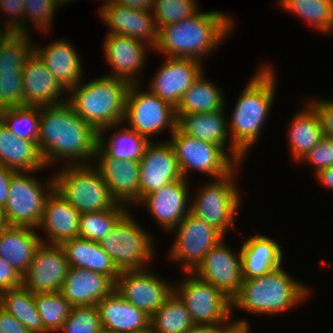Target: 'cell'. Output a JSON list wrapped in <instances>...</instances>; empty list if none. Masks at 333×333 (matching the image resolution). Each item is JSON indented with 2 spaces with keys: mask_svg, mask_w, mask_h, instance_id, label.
Masks as SVG:
<instances>
[{
  "mask_svg": "<svg viewBox=\"0 0 333 333\" xmlns=\"http://www.w3.org/2000/svg\"><path fill=\"white\" fill-rule=\"evenodd\" d=\"M22 285V275L5 259L0 257V292L18 288Z\"/></svg>",
  "mask_w": 333,
  "mask_h": 333,
  "instance_id": "cell-50",
  "label": "cell"
},
{
  "mask_svg": "<svg viewBox=\"0 0 333 333\" xmlns=\"http://www.w3.org/2000/svg\"><path fill=\"white\" fill-rule=\"evenodd\" d=\"M279 7L323 34L333 32V0H279Z\"/></svg>",
  "mask_w": 333,
  "mask_h": 333,
  "instance_id": "cell-37",
  "label": "cell"
},
{
  "mask_svg": "<svg viewBox=\"0 0 333 333\" xmlns=\"http://www.w3.org/2000/svg\"><path fill=\"white\" fill-rule=\"evenodd\" d=\"M0 120L13 135L38 145L40 107L4 108L0 110Z\"/></svg>",
  "mask_w": 333,
  "mask_h": 333,
  "instance_id": "cell-40",
  "label": "cell"
},
{
  "mask_svg": "<svg viewBox=\"0 0 333 333\" xmlns=\"http://www.w3.org/2000/svg\"><path fill=\"white\" fill-rule=\"evenodd\" d=\"M101 1H104V2L106 3V2H110V1H112V0H101Z\"/></svg>",
  "mask_w": 333,
  "mask_h": 333,
  "instance_id": "cell-62",
  "label": "cell"
},
{
  "mask_svg": "<svg viewBox=\"0 0 333 333\" xmlns=\"http://www.w3.org/2000/svg\"><path fill=\"white\" fill-rule=\"evenodd\" d=\"M96 146L97 132L67 101L40 107L38 148L46 167L59 159L65 166L91 164Z\"/></svg>",
  "mask_w": 333,
  "mask_h": 333,
  "instance_id": "cell-1",
  "label": "cell"
},
{
  "mask_svg": "<svg viewBox=\"0 0 333 333\" xmlns=\"http://www.w3.org/2000/svg\"><path fill=\"white\" fill-rule=\"evenodd\" d=\"M113 2L133 9L152 10L154 0H112Z\"/></svg>",
  "mask_w": 333,
  "mask_h": 333,
  "instance_id": "cell-54",
  "label": "cell"
},
{
  "mask_svg": "<svg viewBox=\"0 0 333 333\" xmlns=\"http://www.w3.org/2000/svg\"><path fill=\"white\" fill-rule=\"evenodd\" d=\"M315 177L326 189L333 190V166L320 170Z\"/></svg>",
  "mask_w": 333,
  "mask_h": 333,
  "instance_id": "cell-55",
  "label": "cell"
},
{
  "mask_svg": "<svg viewBox=\"0 0 333 333\" xmlns=\"http://www.w3.org/2000/svg\"><path fill=\"white\" fill-rule=\"evenodd\" d=\"M298 162L310 164L315 168V174L320 170L333 166V139L323 136Z\"/></svg>",
  "mask_w": 333,
  "mask_h": 333,
  "instance_id": "cell-47",
  "label": "cell"
},
{
  "mask_svg": "<svg viewBox=\"0 0 333 333\" xmlns=\"http://www.w3.org/2000/svg\"><path fill=\"white\" fill-rule=\"evenodd\" d=\"M240 251L243 279L262 276L283 264L284 257L281 246L276 240L265 235H250Z\"/></svg>",
  "mask_w": 333,
  "mask_h": 333,
  "instance_id": "cell-29",
  "label": "cell"
},
{
  "mask_svg": "<svg viewBox=\"0 0 333 333\" xmlns=\"http://www.w3.org/2000/svg\"><path fill=\"white\" fill-rule=\"evenodd\" d=\"M140 162L139 202L149 193L183 178L169 141L146 146Z\"/></svg>",
  "mask_w": 333,
  "mask_h": 333,
  "instance_id": "cell-17",
  "label": "cell"
},
{
  "mask_svg": "<svg viewBox=\"0 0 333 333\" xmlns=\"http://www.w3.org/2000/svg\"><path fill=\"white\" fill-rule=\"evenodd\" d=\"M0 99L1 110L25 106L22 71L0 72Z\"/></svg>",
  "mask_w": 333,
  "mask_h": 333,
  "instance_id": "cell-46",
  "label": "cell"
},
{
  "mask_svg": "<svg viewBox=\"0 0 333 333\" xmlns=\"http://www.w3.org/2000/svg\"><path fill=\"white\" fill-rule=\"evenodd\" d=\"M0 333H31L21 322L0 307Z\"/></svg>",
  "mask_w": 333,
  "mask_h": 333,
  "instance_id": "cell-51",
  "label": "cell"
},
{
  "mask_svg": "<svg viewBox=\"0 0 333 333\" xmlns=\"http://www.w3.org/2000/svg\"><path fill=\"white\" fill-rule=\"evenodd\" d=\"M172 231L176 235L169 257L173 262H180L185 272H192L205 255L226 238L191 212Z\"/></svg>",
  "mask_w": 333,
  "mask_h": 333,
  "instance_id": "cell-13",
  "label": "cell"
},
{
  "mask_svg": "<svg viewBox=\"0 0 333 333\" xmlns=\"http://www.w3.org/2000/svg\"><path fill=\"white\" fill-rule=\"evenodd\" d=\"M225 239L214 246L192 271L232 300L243 282L241 251L236 253L226 245Z\"/></svg>",
  "mask_w": 333,
  "mask_h": 333,
  "instance_id": "cell-15",
  "label": "cell"
},
{
  "mask_svg": "<svg viewBox=\"0 0 333 333\" xmlns=\"http://www.w3.org/2000/svg\"><path fill=\"white\" fill-rule=\"evenodd\" d=\"M275 77L270 64L259 66L240 93L231 113L228 122L231 142L244 157L257 143L274 104L277 86Z\"/></svg>",
  "mask_w": 333,
  "mask_h": 333,
  "instance_id": "cell-3",
  "label": "cell"
},
{
  "mask_svg": "<svg viewBox=\"0 0 333 333\" xmlns=\"http://www.w3.org/2000/svg\"><path fill=\"white\" fill-rule=\"evenodd\" d=\"M194 324L186 305L174 292L150 319L154 333H185Z\"/></svg>",
  "mask_w": 333,
  "mask_h": 333,
  "instance_id": "cell-38",
  "label": "cell"
},
{
  "mask_svg": "<svg viewBox=\"0 0 333 333\" xmlns=\"http://www.w3.org/2000/svg\"><path fill=\"white\" fill-rule=\"evenodd\" d=\"M22 75L25 106L44 107L67 101L61 96L67 91L34 51L25 61Z\"/></svg>",
  "mask_w": 333,
  "mask_h": 333,
  "instance_id": "cell-24",
  "label": "cell"
},
{
  "mask_svg": "<svg viewBox=\"0 0 333 333\" xmlns=\"http://www.w3.org/2000/svg\"><path fill=\"white\" fill-rule=\"evenodd\" d=\"M159 277L147 268L121 271L115 289L124 300L151 317L174 292V284Z\"/></svg>",
  "mask_w": 333,
  "mask_h": 333,
  "instance_id": "cell-14",
  "label": "cell"
},
{
  "mask_svg": "<svg viewBox=\"0 0 333 333\" xmlns=\"http://www.w3.org/2000/svg\"><path fill=\"white\" fill-rule=\"evenodd\" d=\"M203 71L201 62L196 59L166 57L147 87L176 108L182 96Z\"/></svg>",
  "mask_w": 333,
  "mask_h": 333,
  "instance_id": "cell-19",
  "label": "cell"
},
{
  "mask_svg": "<svg viewBox=\"0 0 333 333\" xmlns=\"http://www.w3.org/2000/svg\"><path fill=\"white\" fill-rule=\"evenodd\" d=\"M34 230L35 228L13 225L0 230V257L22 276L28 270L43 238Z\"/></svg>",
  "mask_w": 333,
  "mask_h": 333,
  "instance_id": "cell-30",
  "label": "cell"
},
{
  "mask_svg": "<svg viewBox=\"0 0 333 333\" xmlns=\"http://www.w3.org/2000/svg\"><path fill=\"white\" fill-rule=\"evenodd\" d=\"M54 178L55 189L79 213L105 211L118 203L93 165H66Z\"/></svg>",
  "mask_w": 333,
  "mask_h": 333,
  "instance_id": "cell-6",
  "label": "cell"
},
{
  "mask_svg": "<svg viewBox=\"0 0 333 333\" xmlns=\"http://www.w3.org/2000/svg\"><path fill=\"white\" fill-rule=\"evenodd\" d=\"M84 83L67 92V102L82 120L96 132L124 121L126 81L105 75Z\"/></svg>",
  "mask_w": 333,
  "mask_h": 333,
  "instance_id": "cell-5",
  "label": "cell"
},
{
  "mask_svg": "<svg viewBox=\"0 0 333 333\" xmlns=\"http://www.w3.org/2000/svg\"><path fill=\"white\" fill-rule=\"evenodd\" d=\"M188 192L189 183L181 178L149 193L138 204L146 206L152 218L159 223V227L172 232L190 212L191 197L189 198Z\"/></svg>",
  "mask_w": 333,
  "mask_h": 333,
  "instance_id": "cell-22",
  "label": "cell"
},
{
  "mask_svg": "<svg viewBox=\"0 0 333 333\" xmlns=\"http://www.w3.org/2000/svg\"><path fill=\"white\" fill-rule=\"evenodd\" d=\"M102 329L96 305L73 306L71 313L57 333H99Z\"/></svg>",
  "mask_w": 333,
  "mask_h": 333,
  "instance_id": "cell-44",
  "label": "cell"
},
{
  "mask_svg": "<svg viewBox=\"0 0 333 333\" xmlns=\"http://www.w3.org/2000/svg\"><path fill=\"white\" fill-rule=\"evenodd\" d=\"M139 333H154L153 330L151 328L143 331V332H139Z\"/></svg>",
  "mask_w": 333,
  "mask_h": 333,
  "instance_id": "cell-61",
  "label": "cell"
},
{
  "mask_svg": "<svg viewBox=\"0 0 333 333\" xmlns=\"http://www.w3.org/2000/svg\"><path fill=\"white\" fill-rule=\"evenodd\" d=\"M34 45L33 51L67 92L82 81V59L67 39L53 40L46 47Z\"/></svg>",
  "mask_w": 333,
  "mask_h": 333,
  "instance_id": "cell-26",
  "label": "cell"
},
{
  "mask_svg": "<svg viewBox=\"0 0 333 333\" xmlns=\"http://www.w3.org/2000/svg\"><path fill=\"white\" fill-rule=\"evenodd\" d=\"M113 128H116V130ZM109 130L114 131H112L113 134L109 140L106 141L104 135ZM150 142L143 135L138 134L126 124L124 125L123 122L105 127L97 132V146L108 157L118 160L140 161L146 146Z\"/></svg>",
  "mask_w": 333,
  "mask_h": 333,
  "instance_id": "cell-34",
  "label": "cell"
},
{
  "mask_svg": "<svg viewBox=\"0 0 333 333\" xmlns=\"http://www.w3.org/2000/svg\"><path fill=\"white\" fill-rule=\"evenodd\" d=\"M34 301L44 329L48 333H57L62 328L73 307L60 291L34 293Z\"/></svg>",
  "mask_w": 333,
  "mask_h": 333,
  "instance_id": "cell-41",
  "label": "cell"
},
{
  "mask_svg": "<svg viewBox=\"0 0 333 333\" xmlns=\"http://www.w3.org/2000/svg\"><path fill=\"white\" fill-rule=\"evenodd\" d=\"M141 86L131 84L128 87L123 123L149 141L166 129L172 134L176 129L175 107L149 89L140 90Z\"/></svg>",
  "mask_w": 333,
  "mask_h": 333,
  "instance_id": "cell-11",
  "label": "cell"
},
{
  "mask_svg": "<svg viewBox=\"0 0 333 333\" xmlns=\"http://www.w3.org/2000/svg\"><path fill=\"white\" fill-rule=\"evenodd\" d=\"M153 239L127 211L99 243L120 271L142 270L155 254Z\"/></svg>",
  "mask_w": 333,
  "mask_h": 333,
  "instance_id": "cell-7",
  "label": "cell"
},
{
  "mask_svg": "<svg viewBox=\"0 0 333 333\" xmlns=\"http://www.w3.org/2000/svg\"><path fill=\"white\" fill-rule=\"evenodd\" d=\"M115 288V283L106 275L69 267L60 290L72 306L97 305Z\"/></svg>",
  "mask_w": 333,
  "mask_h": 333,
  "instance_id": "cell-28",
  "label": "cell"
},
{
  "mask_svg": "<svg viewBox=\"0 0 333 333\" xmlns=\"http://www.w3.org/2000/svg\"><path fill=\"white\" fill-rule=\"evenodd\" d=\"M24 0H0V11L9 19H3L2 28L9 32L24 33Z\"/></svg>",
  "mask_w": 333,
  "mask_h": 333,
  "instance_id": "cell-48",
  "label": "cell"
},
{
  "mask_svg": "<svg viewBox=\"0 0 333 333\" xmlns=\"http://www.w3.org/2000/svg\"><path fill=\"white\" fill-rule=\"evenodd\" d=\"M0 165L15 172H38L46 169L38 145L13 135L1 120Z\"/></svg>",
  "mask_w": 333,
  "mask_h": 333,
  "instance_id": "cell-31",
  "label": "cell"
},
{
  "mask_svg": "<svg viewBox=\"0 0 333 333\" xmlns=\"http://www.w3.org/2000/svg\"><path fill=\"white\" fill-rule=\"evenodd\" d=\"M0 28V42L5 38V36L9 33V31L3 27V30Z\"/></svg>",
  "mask_w": 333,
  "mask_h": 333,
  "instance_id": "cell-59",
  "label": "cell"
},
{
  "mask_svg": "<svg viewBox=\"0 0 333 333\" xmlns=\"http://www.w3.org/2000/svg\"><path fill=\"white\" fill-rule=\"evenodd\" d=\"M69 269L61 245L42 243L37 247L22 285L33 293L58 292Z\"/></svg>",
  "mask_w": 333,
  "mask_h": 333,
  "instance_id": "cell-16",
  "label": "cell"
},
{
  "mask_svg": "<svg viewBox=\"0 0 333 333\" xmlns=\"http://www.w3.org/2000/svg\"><path fill=\"white\" fill-rule=\"evenodd\" d=\"M295 113L288 127L289 148L293 161L298 162L323 137L320 117L315 109L308 103Z\"/></svg>",
  "mask_w": 333,
  "mask_h": 333,
  "instance_id": "cell-33",
  "label": "cell"
},
{
  "mask_svg": "<svg viewBox=\"0 0 333 333\" xmlns=\"http://www.w3.org/2000/svg\"><path fill=\"white\" fill-rule=\"evenodd\" d=\"M196 0H154L152 14L158 30L170 23H177L197 14Z\"/></svg>",
  "mask_w": 333,
  "mask_h": 333,
  "instance_id": "cell-43",
  "label": "cell"
},
{
  "mask_svg": "<svg viewBox=\"0 0 333 333\" xmlns=\"http://www.w3.org/2000/svg\"><path fill=\"white\" fill-rule=\"evenodd\" d=\"M102 328L118 333H139L150 328L151 317L123 299L114 288L97 303Z\"/></svg>",
  "mask_w": 333,
  "mask_h": 333,
  "instance_id": "cell-27",
  "label": "cell"
},
{
  "mask_svg": "<svg viewBox=\"0 0 333 333\" xmlns=\"http://www.w3.org/2000/svg\"><path fill=\"white\" fill-rule=\"evenodd\" d=\"M80 213L56 189L48 196L38 230L44 229L42 243L61 245L79 237Z\"/></svg>",
  "mask_w": 333,
  "mask_h": 333,
  "instance_id": "cell-25",
  "label": "cell"
},
{
  "mask_svg": "<svg viewBox=\"0 0 333 333\" xmlns=\"http://www.w3.org/2000/svg\"><path fill=\"white\" fill-rule=\"evenodd\" d=\"M24 33H29L27 24L33 22L40 33H49L52 29V18L59 9L53 0H24ZM27 18V19H26ZM31 19V20H29ZM29 20V21H27ZM27 23V24H26ZM51 27V28H50Z\"/></svg>",
  "mask_w": 333,
  "mask_h": 333,
  "instance_id": "cell-45",
  "label": "cell"
},
{
  "mask_svg": "<svg viewBox=\"0 0 333 333\" xmlns=\"http://www.w3.org/2000/svg\"><path fill=\"white\" fill-rule=\"evenodd\" d=\"M33 173L19 171L12 175L4 207L9 225L38 229L46 200L55 189V178L53 174L42 183Z\"/></svg>",
  "mask_w": 333,
  "mask_h": 333,
  "instance_id": "cell-9",
  "label": "cell"
},
{
  "mask_svg": "<svg viewBox=\"0 0 333 333\" xmlns=\"http://www.w3.org/2000/svg\"><path fill=\"white\" fill-rule=\"evenodd\" d=\"M15 171L0 165V206L5 207L9 194V184Z\"/></svg>",
  "mask_w": 333,
  "mask_h": 333,
  "instance_id": "cell-53",
  "label": "cell"
},
{
  "mask_svg": "<svg viewBox=\"0 0 333 333\" xmlns=\"http://www.w3.org/2000/svg\"><path fill=\"white\" fill-rule=\"evenodd\" d=\"M222 13L218 10H199L191 18L161 27L153 50L166 55L164 57L189 58L201 62V59L219 48L235 27V20Z\"/></svg>",
  "mask_w": 333,
  "mask_h": 333,
  "instance_id": "cell-2",
  "label": "cell"
},
{
  "mask_svg": "<svg viewBox=\"0 0 333 333\" xmlns=\"http://www.w3.org/2000/svg\"><path fill=\"white\" fill-rule=\"evenodd\" d=\"M0 307L21 322L31 333H48L37 311L34 293L23 285L1 291Z\"/></svg>",
  "mask_w": 333,
  "mask_h": 333,
  "instance_id": "cell-36",
  "label": "cell"
},
{
  "mask_svg": "<svg viewBox=\"0 0 333 333\" xmlns=\"http://www.w3.org/2000/svg\"><path fill=\"white\" fill-rule=\"evenodd\" d=\"M185 333H217V325L194 324Z\"/></svg>",
  "mask_w": 333,
  "mask_h": 333,
  "instance_id": "cell-56",
  "label": "cell"
},
{
  "mask_svg": "<svg viewBox=\"0 0 333 333\" xmlns=\"http://www.w3.org/2000/svg\"><path fill=\"white\" fill-rule=\"evenodd\" d=\"M240 165L228 175L212 179L202 188L199 187L197 196L191 200L190 212L217 229L224 237L230 228H235V217L241 208L242 197L234 180Z\"/></svg>",
  "mask_w": 333,
  "mask_h": 333,
  "instance_id": "cell-8",
  "label": "cell"
},
{
  "mask_svg": "<svg viewBox=\"0 0 333 333\" xmlns=\"http://www.w3.org/2000/svg\"><path fill=\"white\" fill-rule=\"evenodd\" d=\"M128 206L117 203L112 209L80 213L79 237L100 242L128 211Z\"/></svg>",
  "mask_w": 333,
  "mask_h": 333,
  "instance_id": "cell-39",
  "label": "cell"
},
{
  "mask_svg": "<svg viewBox=\"0 0 333 333\" xmlns=\"http://www.w3.org/2000/svg\"><path fill=\"white\" fill-rule=\"evenodd\" d=\"M54 4L59 8L62 7V5L69 3L70 1L73 2V0H53ZM76 1V0H75Z\"/></svg>",
  "mask_w": 333,
  "mask_h": 333,
  "instance_id": "cell-58",
  "label": "cell"
},
{
  "mask_svg": "<svg viewBox=\"0 0 333 333\" xmlns=\"http://www.w3.org/2000/svg\"><path fill=\"white\" fill-rule=\"evenodd\" d=\"M93 159L92 165L105 180L112 197L118 203L126 206L139 203V161L113 159L98 146Z\"/></svg>",
  "mask_w": 333,
  "mask_h": 333,
  "instance_id": "cell-21",
  "label": "cell"
},
{
  "mask_svg": "<svg viewBox=\"0 0 333 333\" xmlns=\"http://www.w3.org/2000/svg\"><path fill=\"white\" fill-rule=\"evenodd\" d=\"M320 117L323 136L333 139V99L309 100Z\"/></svg>",
  "mask_w": 333,
  "mask_h": 333,
  "instance_id": "cell-49",
  "label": "cell"
},
{
  "mask_svg": "<svg viewBox=\"0 0 333 333\" xmlns=\"http://www.w3.org/2000/svg\"><path fill=\"white\" fill-rule=\"evenodd\" d=\"M187 273L186 279L174 285V293L186 305L195 324L218 325L232 315L228 297L194 273Z\"/></svg>",
  "mask_w": 333,
  "mask_h": 333,
  "instance_id": "cell-12",
  "label": "cell"
},
{
  "mask_svg": "<svg viewBox=\"0 0 333 333\" xmlns=\"http://www.w3.org/2000/svg\"><path fill=\"white\" fill-rule=\"evenodd\" d=\"M100 18L111 30L108 34H120L140 40L152 50L158 42V28L151 10L133 9L113 1L103 2Z\"/></svg>",
  "mask_w": 333,
  "mask_h": 333,
  "instance_id": "cell-18",
  "label": "cell"
},
{
  "mask_svg": "<svg viewBox=\"0 0 333 333\" xmlns=\"http://www.w3.org/2000/svg\"><path fill=\"white\" fill-rule=\"evenodd\" d=\"M209 113L176 114V128L185 134L202 141L222 146L239 164L244 157L231 142L225 109ZM227 120V121H226ZM229 138V139H228ZM229 140V146L227 141ZM227 144V146H226Z\"/></svg>",
  "mask_w": 333,
  "mask_h": 333,
  "instance_id": "cell-23",
  "label": "cell"
},
{
  "mask_svg": "<svg viewBox=\"0 0 333 333\" xmlns=\"http://www.w3.org/2000/svg\"><path fill=\"white\" fill-rule=\"evenodd\" d=\"M103 46L106 63L112 69L106 76L126 81L129 85L141 84L138 72L141 73L145 66L146 51L152 48L140 40L120 34H107Z\"/></svg>",
  "mask_w": 333,
  "mask_h": 333,
  "instance_id": "cell-20",
  "label": "cell"
},
{
  "mask_svg": "<svg viewBox=\"0 0 333 333\" xmlns=\"http://www.w3.org/2000/svg\"><path fill=\"white\" fill-rule=\"evenodd\" d=\"M9 223L6 218L5 209L4 207L0 206V230L8 227Z\"/></svg>",
  "mask_w": 333,
  "mask_h": 333,
  "instance_id": "cell-57",
  "label": "cell"
},
{
  "mask_svg": "<svg viewBox=\"0 0 333 333\" xmlns=\"http://www.w3.org/2000/svg\"><path fill=\"white\" fill-rule=\"evenodd\" d=\"M309 289L281 266L262 276L243 279L241 289L231 300V308L261 316L279 315L303 303L310 294Z\"/></svg>",
  "mask_w": 333,
  "mask_h": 333,
  "instance_id": "cell-4",
  "label": "cell"
},
{
  "mask_svg": "<svg viewBox=\"0 0 333 333\" xmlns=\"http://www.w3.org/2000/svg\"><path fill=\"white\" fill-rule=\"evenodd\" d=\"M231 317L232 315L217 325V333H250L251 325H249V321L242 318L231 321Z\"/></svg>",
  "mask_w": 333,
  "mask_h": 333,
  "instance_id": "cell-52",
  "label": "cell"
},
{
  "mask_svg": "<svg viewBox=\"0 0 333 333\" xmlns=\"http://www.w3.org/2000/svg\"><path fill=\"white\" fill-rule=\"evenodd\" d=\"M27 33L9 32L0 42V72L22 71L33 52V39Z\"/></svg>",
  "mask_w": 333,
  "mask_h": 333,
  "instance_id": "cell-42",
  "label": "cell"
},
{
  "mask_svg": "<svg viewBox=\"0 0 333 333\" xmlns=\"http://www.w3.org/2000/svg\"><path fill=\"white\" fill-rule=\"evenodd\" d=\"M61 246L65 251L69 267L87 269L106 275L114 283L121 273L99 242L76 237L64 241Z\"/></svg>",
  "mask_w": 333,
  "mask_h": 333,
  "instance_id": "cell-32",
  "label": "cell"
},
{
  "mask_svg": "<svg viewBox=\"0 0 333 333\" xmlns=\"http://www.w3.org/2000/svg\"><path fill=\"white\" fill-rule=\"evenodd\" d=\"M213 81L205 78L203 72L182 96L175 108L176 114L209 113L221 110L226 105L224 92Z\"/></svg>",
  "mask_w": 333,
  "mask_h": 333,
  "instance_id": "cell-35",
  "label": "cell"
},
{
  "mask_svg": "<svg viewBox=\"0 0 333 333\" xmlns=\"http://www.w3.org/2000/svg\"><path fill=\"white\" fill-rule=\"evenodd\" d=\"M99 333H118V332L109 331V330L102 328Z\"/></svg>",
  "mask_w": 333,
  "mask_h": 333,
  "instance_id": "cell-60",
  "label": "cell"
},
{
  "mask_svg": "<svg viewBox=\"0 0 333 333\" xmlns=\"http://www.w3.org/2000/svg\"><path fill=\"white\" fill-rule=\"evenodd\" d=\"M167 139L172 145L181 174L188 180L191 170L214 179L231 173L239 163L220 145L194 138L177 128Z\"/></svg>",
  "mask_w": 333,
  "mask_h": 333,
  "instance_id": "cell-10",
  "label": "cell"
}]
</instances>
